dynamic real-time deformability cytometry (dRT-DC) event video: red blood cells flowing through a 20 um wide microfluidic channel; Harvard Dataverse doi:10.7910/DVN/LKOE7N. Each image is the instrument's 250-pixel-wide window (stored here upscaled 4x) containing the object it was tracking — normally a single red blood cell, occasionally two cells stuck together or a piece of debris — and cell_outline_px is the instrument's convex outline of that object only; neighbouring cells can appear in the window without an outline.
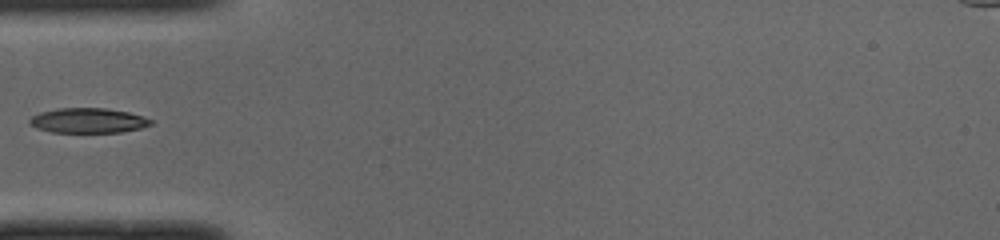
{"species": "common noctule bat (a hibernating species)", "species_latin": "Nyctalus noctula", "temperature_condition": "cold", "stored_images_in_passage": 35, "camera_frame_rate_fps": 3000, "um_per_image_px": 0.085, "animal": {"sex": "male", "body_mass_g": 19.0, "forearm_length_mm": 50.8}, "frame": {"image": 1, "passage_image": 1, "time_ms": 0.0, "image_size_px": [1000, 240], "cell_outline_px": [[152, 124], [140, 128], [120, 132], [52, 132], [36, 128], [28, 124], [28, 120], [32, 116], [40, 112], [60, 108], [104, 108], [128, 112], [144, 116], [152, 120]], "centroid_in_image_um": [7.46, 10.24], "position_along_channel_um": 77.5, "area_um2": 17.57}}
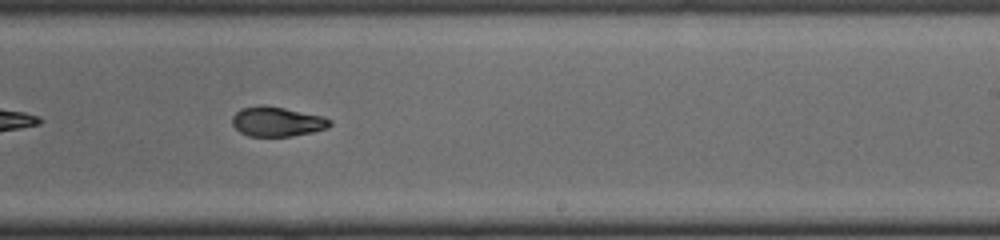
{"frame": {"image": 2, "passage_image": 15, "time_ms": 4.667, "image_size_px": [1000, 240], "cell_outline_px": [[332, 124], [328, 128], [312, 132], [292, 136], [248, 136], [240, 132], [232, 124], [232, 116], [240, 108], [260, 104], [264, 104], [324, 116], [332, 120]], "centroid_in_image_um": [23.55, 10.32], "position_along_channel_um": 265.4, "area_um2": 17.11}}
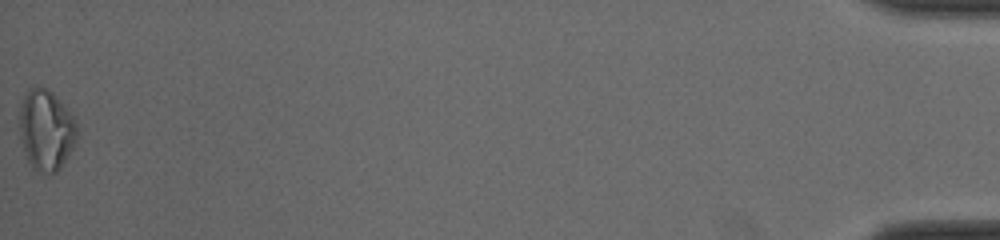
{"frame": {"image": 3, "passage_image": 35, "time_ms": 11.333, "image_size_px": [1000, 240], "cell_outline_px": [[80, 128], [76, 140], [68, 156], [60, 168], [56, 172], [40, 176], [32, 168], [24, 152], [20, 136], [20, 104], [24, 92], [28, 88], [48, 88], [56, 96], [76, 120]], "centroid_in_image_um": [3.92, 11.08], "position_along_channel_um": 431.3, "area_um2": 27.51}}